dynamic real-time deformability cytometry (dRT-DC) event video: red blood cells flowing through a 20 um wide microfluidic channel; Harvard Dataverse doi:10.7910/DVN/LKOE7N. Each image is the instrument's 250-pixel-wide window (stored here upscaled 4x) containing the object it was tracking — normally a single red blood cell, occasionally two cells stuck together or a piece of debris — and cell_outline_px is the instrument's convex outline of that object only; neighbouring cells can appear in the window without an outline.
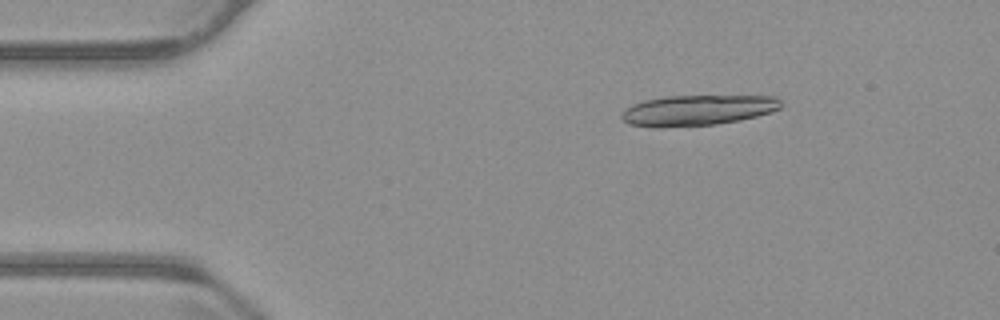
{"species": "common noctule bat (a hibernating species)", "species_latin": "Nyctalus noctula", "temperature_condition": "warm", "stored_images_in_passage": 18, "camera_frame_rate_fps": 3000, "um_per_image_px": 0.085, "animal": {"sex": "male", "body_mass_g": 23.1, "forearm_length_mm": 52.7}, "frame": {"image": 1, "passage_image": 8, "time_ms": 2.333, "image_size_px": [1000, 320], "cell_outline_px": [[784, 104], [780, 108], [772, 112], [740, 120], [716, 124], [660, 128], [652, 128], [628, 124], [620, 116], [632, 104], [644, 100], [668, 96], [776, 96]], "centroid_in_image_um": [59.31, 9.38], "position_along_channel_um": 25.7, "area_um2": 28.5}}